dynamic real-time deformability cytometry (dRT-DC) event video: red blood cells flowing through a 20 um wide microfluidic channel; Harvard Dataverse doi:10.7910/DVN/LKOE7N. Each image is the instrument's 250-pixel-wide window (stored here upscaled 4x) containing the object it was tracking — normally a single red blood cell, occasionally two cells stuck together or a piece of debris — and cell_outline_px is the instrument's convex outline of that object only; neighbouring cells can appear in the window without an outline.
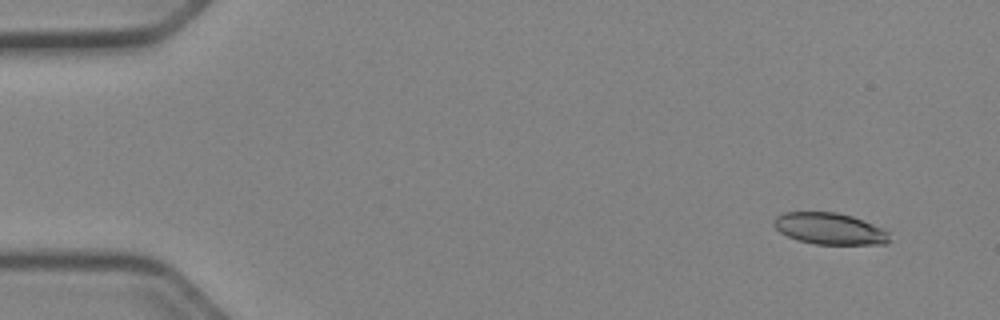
{"species": "Egyptian fruit bat (a non-hibernating species)", "species_latin": "Rousettus aegyptiacus", "temperature_condition": "cold", "stored_images_in_passage": 44, "camera_frame_rate_fps": 3000, "um_per_image_px": 0.085, "animal": {"sex": "female"}, "frame": {"image": 1, "passage_image": 1, "time_ms": 0.0, "image_size_px": [1000, 320], "cell_outline_px": [[888, 244], [816, 244], [796, 240], [780, 232], [772, 224], [772, 220], [776, 216], [784, 212], [836, 212], [852, 216], [872, 224], [888, 232]], "centroid_in_image_um": [70.46, 19.43], "position_along_channel_um": 14.5, "area_um2": 21.15}}
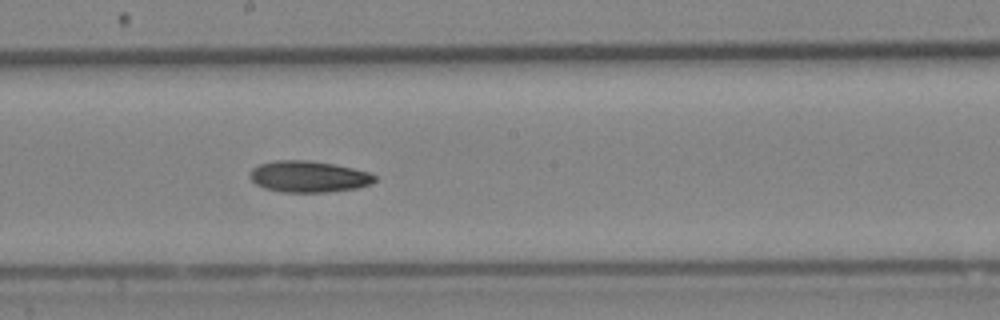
{"frame": {"image": 2, "passage_image": 26, "time_ms": 8.333, "image_size_px": [1000, 320], "cell_outline_px": [[376, 180], [372, 184], [356, 188], [324, 192], [280, 192], [264, 188], [256, 184], [252, 180], [252, 168], [260, 164], [276, 160], [308, 160], [332, 164], [352, 168], [368, 172], [376, 176]], "centroid_in_image_um": [26.24, 15.01], "position_along_channel_um": 222.0, "area_um2": 22.6}}
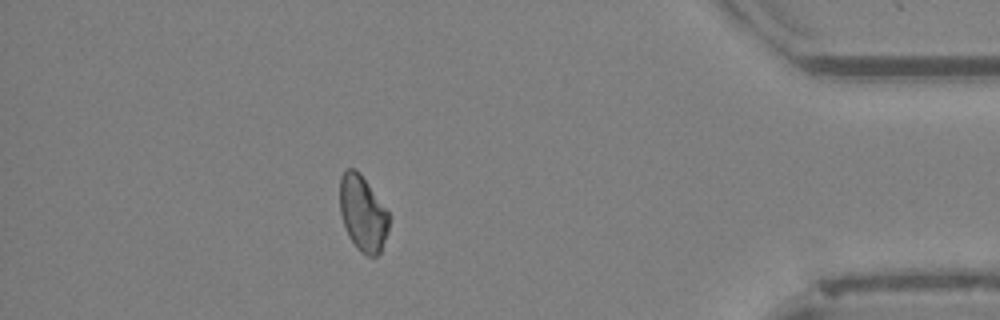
{"frame": {"image": 3, "passage_image": 43, "time_ms": 14.0, "image_size_px": [1000, 320], "cell_outline_px": [[388, 232], [380, 252], [376, 256], [368, 256], [360, 252], [356, 248], [348, 236], [340, 212], [340, 176], [348, 168], [356, 168], [360, 172], [388, 212]], "centroid_in_image_um": [30.82, 18.14], "position_along_channel_um": 404.4, "area_um2": 21.56}}